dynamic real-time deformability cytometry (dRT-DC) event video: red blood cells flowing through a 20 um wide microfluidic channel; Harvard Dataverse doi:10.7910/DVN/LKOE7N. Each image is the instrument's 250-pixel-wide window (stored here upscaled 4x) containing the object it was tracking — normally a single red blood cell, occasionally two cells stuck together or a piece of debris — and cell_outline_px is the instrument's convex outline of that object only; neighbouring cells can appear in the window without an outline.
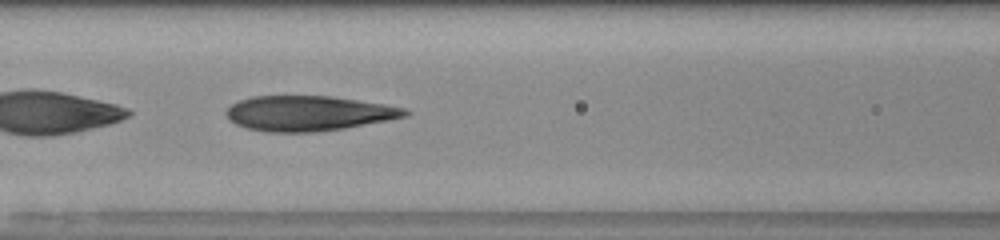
{"species": "human", "species_latin": "Homo sapiens", "temperature_condition": "room temperature", "stored_images_in_passage": 48, "camera_frame_rate_fps": 3000, "um_per_image_px": 0.085, "donor": {"sex": "male"}, "frame": {"image": 1, "passage_image": 21, "time_ms": 6.667, "image_size_px": [1000, 240], "cell_outline_px": [[412, 112], [408, 116], [388, 120], [344, 128], [316, 132], [264, 132], [248, 128], [236, 124], [228, 120], [224, 112], [232, 104], [240, 100], [252, 96], [332, 96], [384, 104], [404, 108]], "centroid_in_image_um": [26.21, 9.63], "position_along_channel_um": 140.4, "area_um2": 36.65}}
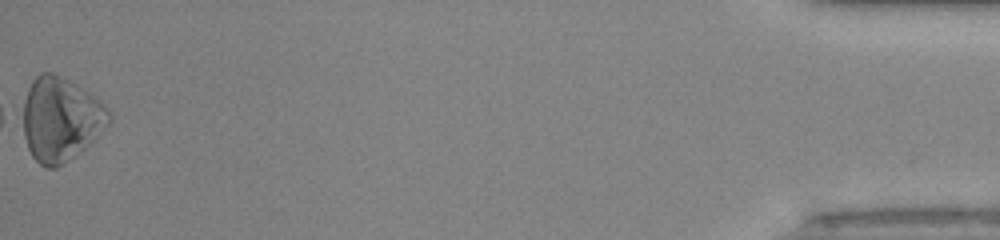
{"frame": {"image": 2, "passage_image": 48, "time_ms": 15.667, "image_size_px": [1000, 240], "cell_outline_px": [[112, 120], [80, 152], [64, 164], [56, 168], [44, 168], [32, 156], [28, 148], [24, 136], [24, 104], [28, 88], [32, 80], [40, 72], [52, 72], [84, 88], [100, 100], [112, 112]], "centroid_in_image_um": [5.17, 10.13], "position_along_channel_um": 430.0, "area_um2": 42.02}, "authors_computed_cell_mechanics": {"area_um2": 37.8012, "velocity_mm_per_s": 4.2923, "shape_relaxation_time_tau1_ms": 4.0317, "shape_relaxation_time_tau2_ms": 5.7374, "deformation_change_tau1": 0.1023, "deformation_change_tau2": 0.1008}}